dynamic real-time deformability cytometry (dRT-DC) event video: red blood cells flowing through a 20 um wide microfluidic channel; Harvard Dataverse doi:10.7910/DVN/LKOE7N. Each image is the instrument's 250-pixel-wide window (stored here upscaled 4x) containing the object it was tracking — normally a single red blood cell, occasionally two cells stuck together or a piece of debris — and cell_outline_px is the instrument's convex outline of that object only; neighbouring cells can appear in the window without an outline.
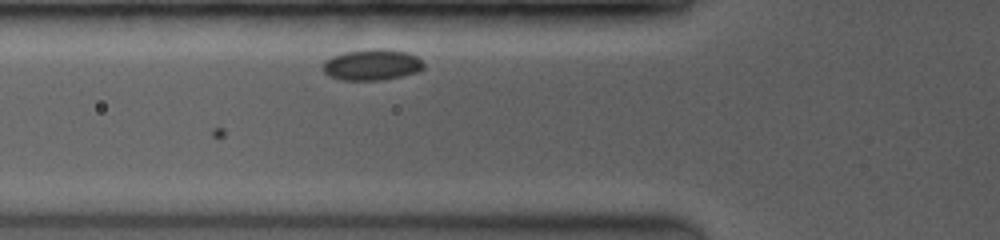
{"species": "common noctule bat (a hibernating species)", "species_latin": "Nyctalus noctula", "temperature_condition": "room temperature", "stored_images_in_passage": 5, "camera_frame_rate_fps": 3500, "um_per_image_px": 0.085, "animal": {"sex": "female", "body_mass_g": 19.0, "forearm_length_mm": 53.3}, "frame": {"image": 1, "passage_image": 5, "time_ms": 1.143, "image_size_px": [1000, 240], "cell_outline_px": [[424, 68], [416, 72], [400, 76], [380, 80], [340, 80], [328, 76], [324, 72], [324, 64], [332, 56], [344, 52], [372, 48], [384, 48], [408, 52], [416, 56], [424, 64]], "centroid_in_image_um": [31.62, 5.49], "position_along_channel_um": 94.2, "area_um2": 18.21}}